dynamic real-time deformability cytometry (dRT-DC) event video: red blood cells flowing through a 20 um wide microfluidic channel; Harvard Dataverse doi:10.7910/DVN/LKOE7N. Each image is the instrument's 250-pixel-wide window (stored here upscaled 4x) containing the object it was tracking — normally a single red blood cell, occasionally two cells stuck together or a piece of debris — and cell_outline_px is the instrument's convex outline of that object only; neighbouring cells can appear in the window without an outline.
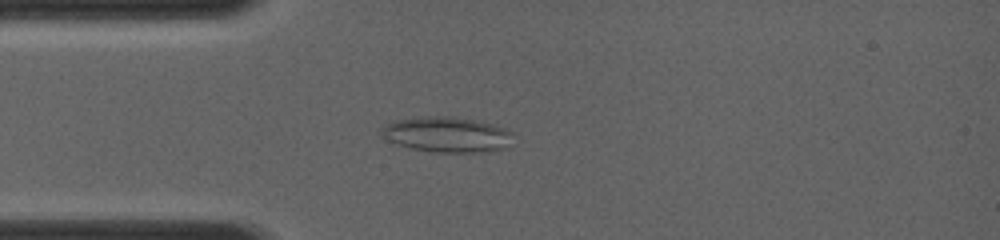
{"species": "common noctule bat (a hibernating species)", "species_latin": "Nyctalus noctula", "temperature_condition": "room temperature", "stored_images_in_passage": 34, "camera_frame_rate_fps": 4000, "um_per_image_px": 0.085, "animal": {"sex": "female", "body_mass_g": 19.0, "forearm_length_mm": 56.7}, "frame": {"image": 1, "passage_image": 10, "time_ms": 3.5, "image_size_px": [1000, 240], "cell_outline_px": [[512, 132], [500, 148], [468, 152], [440, 152], [416, 148], [400, 144], [388, 140], [384, 132], [384, 128], [392, 120], [420, 116], [444, 116], [480, 120], [504, 128]], "centroid_in_image_um": [37.93, 11.38], "position_along_channel_um": 47.1, "area_um2": 25.84}}
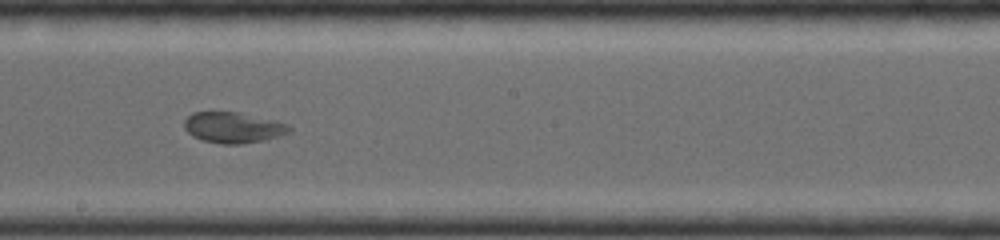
{"frame": {"image": 2, "passage_image": 21, "time_ms": 7.75, "image_size_px": [1000, 240], "cell_outline_px": [[292, 128], [288, 132], [276, 136], [260, 140], [236, 144], [224, 144], [204, 140], [192, 136], [184, 128], [184, 120], [192, 112], [240, 112], [288, 124]], "centroid_in_image_um": [19.76, 10.82], "position_along_channel_um": 228.4, "area_um2": 18.44}}
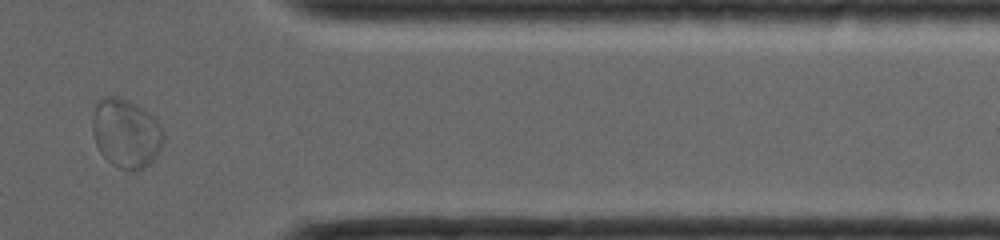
{"frame": {"image": 3, "passage_image": 31, "time_ms": 11.75, "image_size_px": [1000, 240], "cell_outline_px": [[160, 144], [152, 160], [144, 168], [120, 168], [112, 164], [100, 152], [96, 144], [92, 132], [92, 120], [96, 104], [100, 96], [120, 96], [136, 104], [160, 128]], "centroid_in_image_um": [10.59, 11.29], "position_along_channel_um": 400.8, "area_um2": 27.28}}